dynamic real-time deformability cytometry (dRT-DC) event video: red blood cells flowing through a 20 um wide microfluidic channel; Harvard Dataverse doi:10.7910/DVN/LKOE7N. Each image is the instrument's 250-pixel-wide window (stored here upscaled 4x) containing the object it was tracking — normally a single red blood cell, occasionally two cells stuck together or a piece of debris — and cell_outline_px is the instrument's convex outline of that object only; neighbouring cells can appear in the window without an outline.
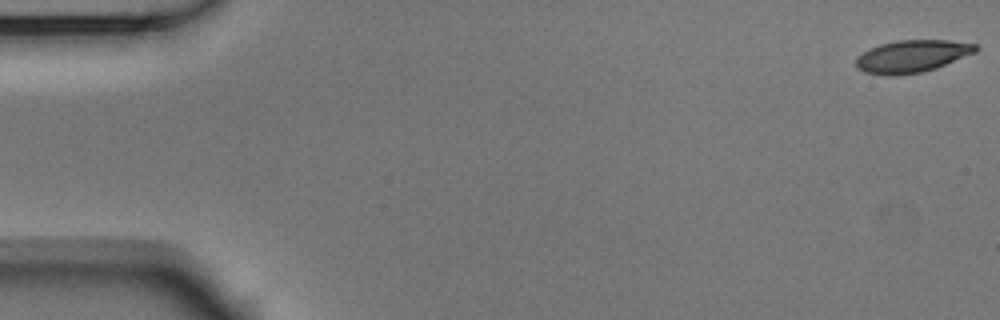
{"species": "Egyptian fruit bat (a non-hibernating species)", "species_latin": "Rousettus aegyptiacus", "temperature_condition": "room temperature", "stored_images_in_passage": 54, "camera_frame_rate_fps": 3000, "um_per_image_px": 0.085, "animal": {"sex": "male"}, "frame": {"image": 1, "passage_image": 1, "time_ms": 0.0, "image_size_px": [1000, 320], "cell_outline_px": [[980, 48], [976, 52], [936, 68], [920, 72], [896, 76], [884, 76], [864, 72], [856, 68], [856, 56], [868, 48], [880, 44], [896, 40], [948, 40], [976, 44]], "centroid_in_image_um": [77.48, 4.78], "position_along_channel_um": 7.5, "area_um2": 22.83}}
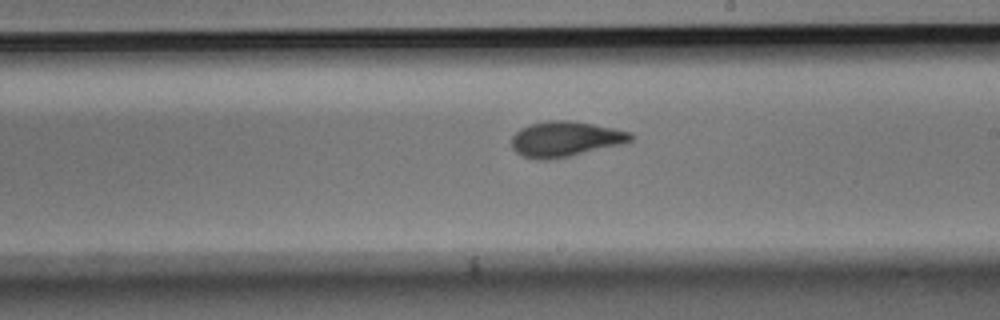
{"frame": {"image": 2, "passage_image": 31, "time_ms": 10.0, "image_size_px": [1000, 320], "cell_outline_px": [[636, 136], [632, 140], [620, 144], [568, 156], [548, 160], [536, 160], [520, 156], [512, 148], [512, 136], [520, 128], [532, 124], [548, 120], [568, 120], [592, 124], [632, 132]], "centroid_in_image_um": [48.02, 11.82], "position_along_channel_um": 241.0, "area_um2": 24.39}}
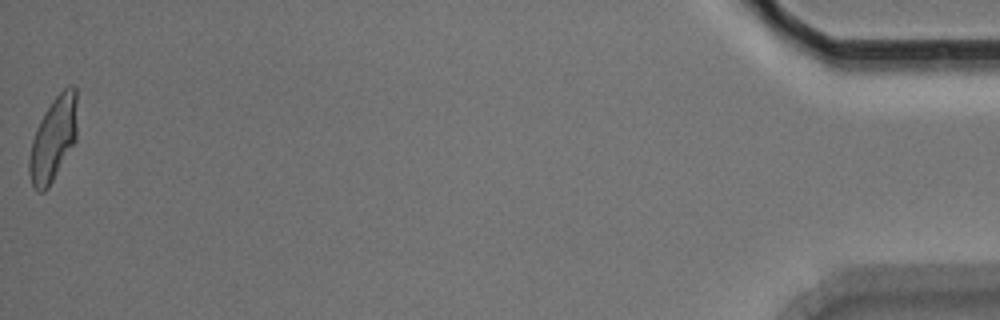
{"frame": {"image": 3, "passage_image": 54, "time_ms": 17.667, "image_size_px": [1000, 320], "cell_outline_px": [[76, 140], [48, 188], [44, 192], [36, 192], [32, 184], [28, 172], [28, 160], [32, 140], [36, 128], [44, 112], [52, 100], [68, 84], [72, 84], [76, 88]], "centroid_in_image_um": [4.51, 11.81], "position_along_channel_um": 430.7, "area_um2": 23.52}, "authors_computed_cell_mechanics": {"area_um2": 23.5824, "velocity_mm_per_s": 3.7416, "shape_relaxation_time_tau1_ms": 4.9319, "shape_relaxation_time_tau2_ms": 1.4359, "deformation_change_tau1": 0.1718, "deformation_change_tau2": 0.0795}}